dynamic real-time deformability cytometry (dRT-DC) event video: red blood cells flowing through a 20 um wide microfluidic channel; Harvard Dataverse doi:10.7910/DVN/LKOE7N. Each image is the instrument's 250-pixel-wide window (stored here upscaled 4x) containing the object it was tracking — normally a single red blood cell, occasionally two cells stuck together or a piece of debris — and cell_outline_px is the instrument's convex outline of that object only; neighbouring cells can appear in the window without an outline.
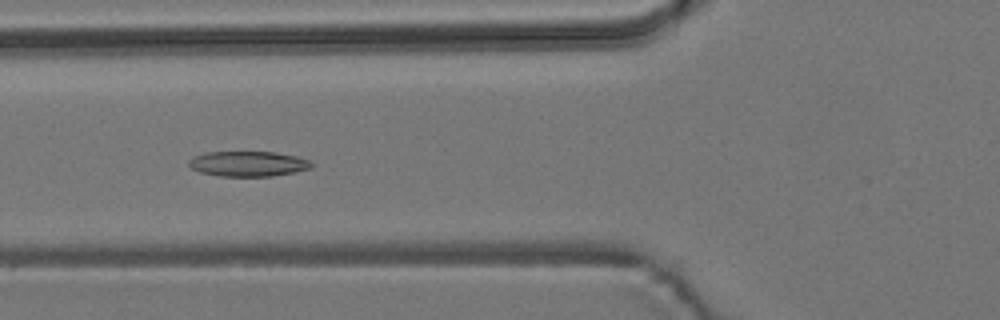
{"species": "common noctule bat (a hibernating species)", "species_latin": "Nyctalus noctula", "temperature_condition": "room temperature", "stored_images_in_passage": 54, "camera_frame_rate_fps": 3000, "um_per_image_px": 0.085, "animal": {"sex": "male", "body_mass_g": 19.2, "forearm_length_mm": 51.8}, "frame": {"image": 1, "passage_image": 20, "time_ms": 6.333, "image_size_px": [1000, 320], "cell_outline_px": [[316, 164], [312, 168], [272, 176], [220, 176], [200, 172], [192, 168], [188, 164], [188, 160], [192, 156], [204, 152], [276, 152], [296, 156], [308, 160]], "centroid_in_image_um": [21.08, 13.91], "position_along_channel_um": 104.7, "area_um2": 18.09}}
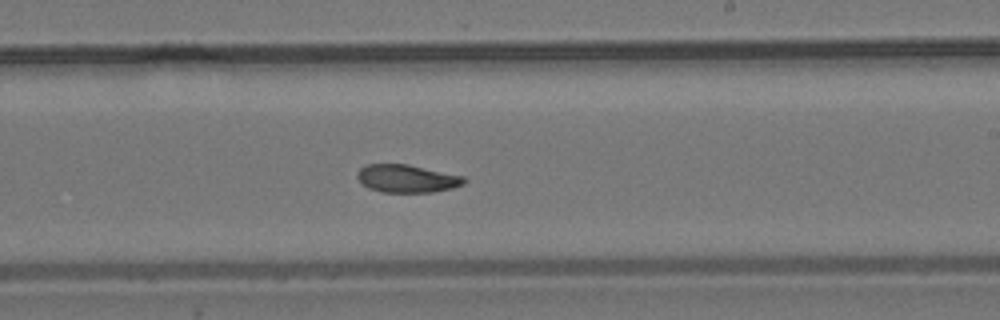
{"frame": {"image": 2, "passage_image": 32, "time_ms": 10.333, "image_size_px": [1000, 320], "cell_outline_px": [[468, 180], [464, 184], [452, 188], [432, 192], [384, 192], [368, 188], [356, 176], [356, 172], [364, 164], [408, 164], [464, 176]], "centroid_in_image_um": [34.6, 15.17], "position_along_channel_um": 254.4, "area_um2": 17.4}}
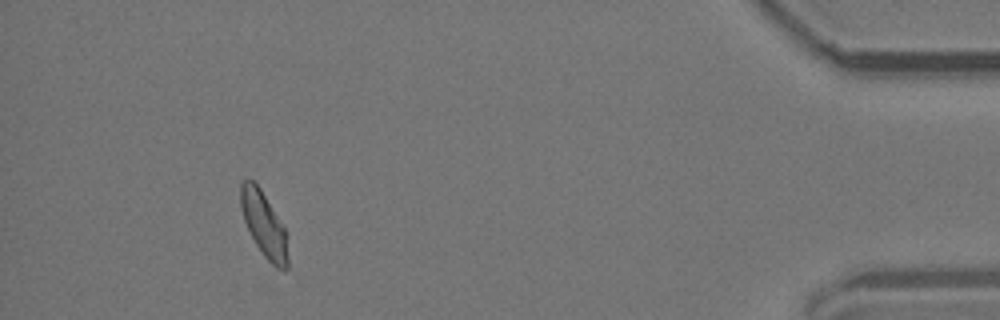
{"frame": {"image": 3, "passage_image": 50, "time_ms": 16.333, "image_size_px": [1000, 320], "cell_outline_px": [[288, 268], [276, 268], [264, 256], [256, 244], [244, 220], [240, 208], [240, 184], [244, 180], [252, 180], [260, 188], [288, 232]], "centroid_in_image_um": [22.46, 19.08], "position_along_channel_um": 412.7, "area_um2": 17.92}, "authors_computed_cell_mechanics": {"area_um2": 18.0914, "velocity_mm_per_s": 3.7409, "shape_relaxation_time_tau1_ms": null, "shape_relaxation_time_tau2_ms": 3.0276, "deformation_change_tau1": null, "deformation_change_tau2": 0.0841}}